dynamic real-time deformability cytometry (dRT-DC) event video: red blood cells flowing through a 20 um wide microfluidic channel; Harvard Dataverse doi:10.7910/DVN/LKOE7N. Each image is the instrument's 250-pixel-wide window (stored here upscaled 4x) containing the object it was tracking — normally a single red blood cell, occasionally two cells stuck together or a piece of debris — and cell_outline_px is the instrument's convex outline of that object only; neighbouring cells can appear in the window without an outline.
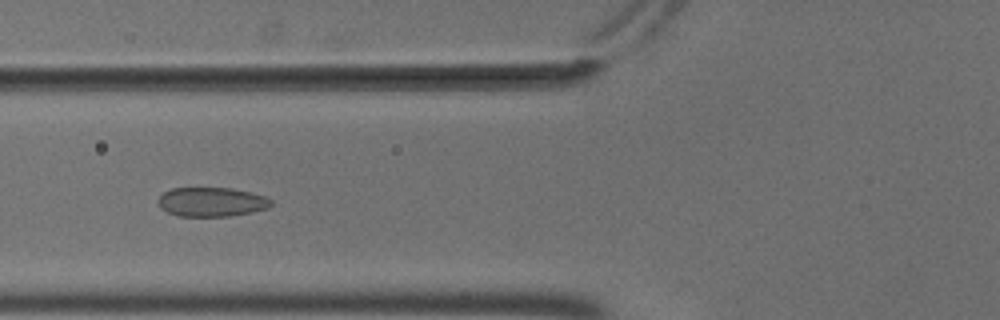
{"species": "common noctule bat (a hibernating species)", "species_latin": "Nyctalus noctula", "temperature_condition": "cold", "stored_images_in_passage": 41, "camera_frame_rate_fps": 3000, "um_per_image_px": 0.085, "animal": {"sex": "male", "body_mass_g": 18.8}, "frame": {"image": 1, "passage_image": 8, "time_ms": 2.333, "image_size_px": [1000, 320], "cell_outline_px": [[272, 204], [268, 208], [252, 212], [228, 216], [176, 216], [160, 208], [156, 200], [164, 192], [172, 188], [232, 188], [252, 192], [264, 196], [272, 200]], "centroid_in_image_um": [17.97, 17.16], "position_along_channel_um": 107.8, "area_um2": 19.36}}
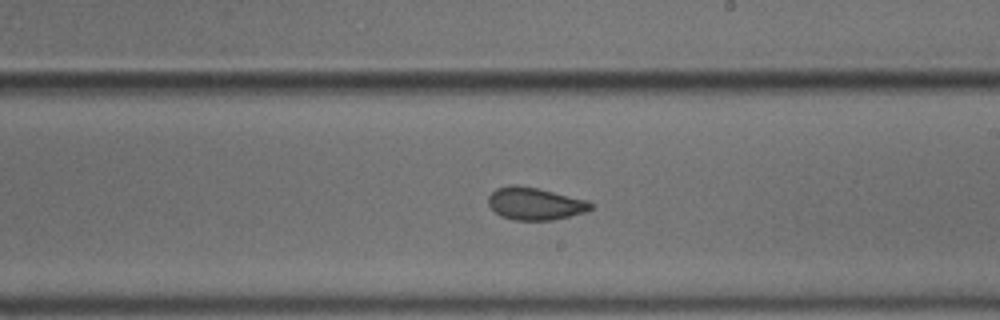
{"frame": {"image": 2, "passage_image": 19, "time_ms": 6.0, "image_size_px": [1000, 320], "cell_outline_px": [[596, 208], [584, 212], [552, 220], [512, 220], [500, 216], [488, 204], [488, 196], [496, 188], [512, 184], [516, 184], [536, 188], [588, 200], [596, 204]], "centroid_in_image_um": [45.49, 17.31], "position_along_channel_um": 243.5, "area_um2": 19.48}}
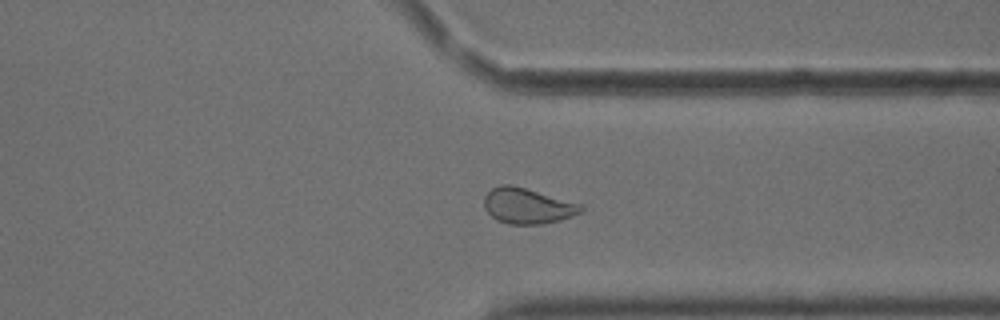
{"frame": {"image": 3, "passage_image": 29, "time_ms": 9.333, "image_size_px": [1000, 320], "cell_outline_px": [[584, 212], [560, 220], [544, 224], [508, 224], [496, 220], [484, 208], [484, 196], [492, 188], [500, 184], [512, 184], [580, 204], [584, 208]], "centroid_in_image_um": [44.82, 17.5], "position_along_channel_um": 366.6, "area_um2": 20.11}, "authors_computed_cell_mechanics": {"area_um2": 19.8832, "velocity_mm_per_s": 3.6913, "shape_relaxation_time_tau1_ms": 9.3069, "shape_relaxation_time_tau2_ms": 1.2483, "deformation_change_tau1": 0.1538, "deformation_change_tau2": 0.0494}}